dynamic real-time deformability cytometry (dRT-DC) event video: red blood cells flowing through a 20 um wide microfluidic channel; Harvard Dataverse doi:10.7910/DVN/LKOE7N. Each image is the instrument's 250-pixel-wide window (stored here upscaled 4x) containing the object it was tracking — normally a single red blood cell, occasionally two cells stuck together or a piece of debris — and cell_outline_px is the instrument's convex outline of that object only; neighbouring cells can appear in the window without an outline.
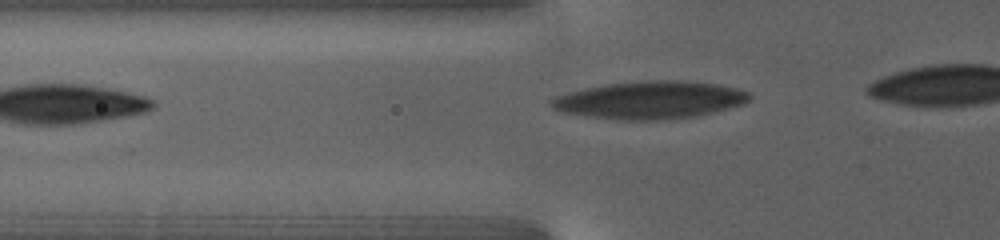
{"species": "human", "species_latin": "Homo sapiens", "temperature_condition": "warm", "stored_images_in_passage": 20, "camera_frame_rate_fps": 3000, "um_per_image_px": 0.085, "donor": {"sex": "female"}, "frame": {"image": 1, "passage_image": 2, "time_ms": 0.333, "image_size_px": [1000, 240], "cell_outline_px": [[752, 96], [744, 104], [696, 116], [656, 120], [616, 120], [588, 116], [564, 112], [556, 108], [548, 100], [556, 96], [584, 88], [608, 84], [640, 80], [680, 80], [720, 84], [736, 88], [748, 92]], "centroid_in_image_um": [55.28, 8.49], "position_along_channel_um": 70.5, "area_um2": 43.29}}
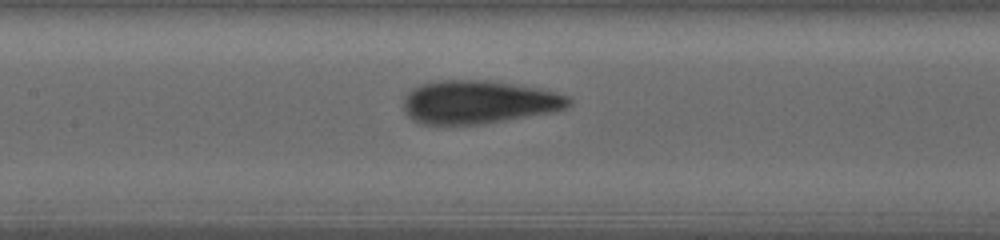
{"frame": {"image": 2, "passage_image": 15, "time_ms": 4.0, "image_size_px": [1000, 240], "cell_outline_px": [[572, 104], [564, 108], [552, 112], [484, 124], [420, 124], [412, 120], [408, 116], [404, 108], [404, 96], [412, 88], [420, 84], [440, 80], [488, 80], [536, 88], [568, 96], [572, 100]], "centroid_in_image_um": [40.64, 8.68], "position_along_channel_um": 166.8, "area_um2": 41.56}}
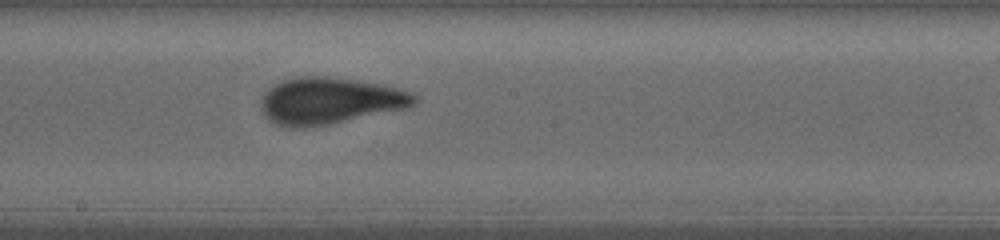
{"frame": {"image": 3, "passage_image": 19, "time_ms": 6.0, "image_size_px": [1000, 240], "cell_outline_px": [[420, 100], [416, 104], [408, 108], [328, 124], [304, 128], [292, 128], [276, 124], [268, 120], [264, 112], [264, 96], [276, 84], [284, 80], [296, 76], [328, 76], [360, 80], [384, 84], [412, 92], [420, 96]], "centroid_in_image_um": [28.15, 8.56], "position_along_channel_um": 220.0, "area_um2": 41.67}}